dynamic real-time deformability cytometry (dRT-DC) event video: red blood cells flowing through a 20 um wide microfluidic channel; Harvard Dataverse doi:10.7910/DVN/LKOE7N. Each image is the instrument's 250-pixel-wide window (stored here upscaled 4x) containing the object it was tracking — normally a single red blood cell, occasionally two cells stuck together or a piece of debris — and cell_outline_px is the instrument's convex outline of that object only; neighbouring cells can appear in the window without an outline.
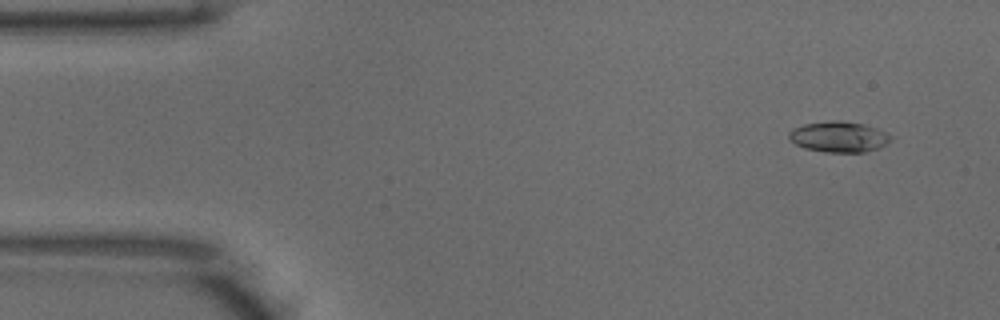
{"species": "common noctule bat (a hibernating species)", "species_latin": "Nyctalus noctula", "temperature_condition": "warm", "stored_images_in_passage": 4, "camera_frame_rate_fps": 3000, "um_per_image_px": 0.085, "animal": {"sex": "male", "body_mass_g": 18.8}, "frame": {"image": 1, "passage_image": 2, "time_ms": 0.333, "image_size_px": [1000, 320], "cell_outline_px": [[892, 136], [884, 144], [876, 148], [864, 152], [824, 152], [804, 148], [788, 140], [788, 132], [792, 128], [804, 124], [828, 120], [836, 120], [864, 124], [876, 128]], "centroid_in_image_um": [71.21, 11.62], "position_along_channel_um": 13.8, "area_um2": 18.15}}